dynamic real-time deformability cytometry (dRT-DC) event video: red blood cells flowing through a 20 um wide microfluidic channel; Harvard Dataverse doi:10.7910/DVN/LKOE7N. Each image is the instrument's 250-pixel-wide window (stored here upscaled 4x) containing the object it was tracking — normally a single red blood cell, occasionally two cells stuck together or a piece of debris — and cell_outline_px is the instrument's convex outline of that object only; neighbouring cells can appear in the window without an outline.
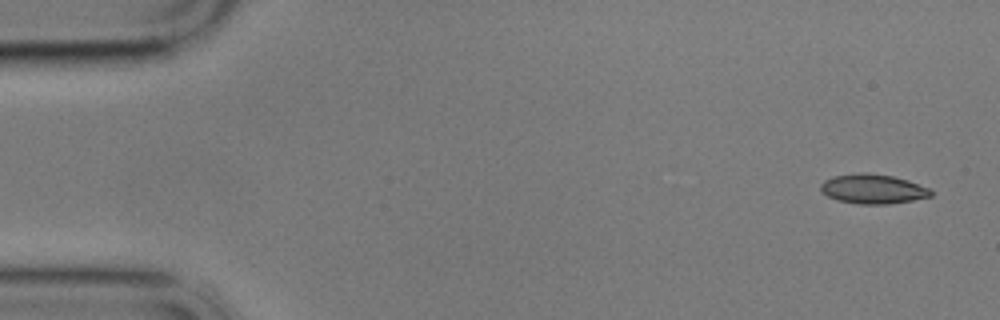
{"species": "common noctule bat (a hibernating species)", "species_latin": "Nyctalus noctula", "temperature_condition": "cold", "stored_images_in_passage": 4, "camera_frame_rate_fps": 3000, "um_per_image_px": 0.085, "animal": {"sex": "male", "body_mass_g": 17.9}, "frame": {"image": 1, "passage_image": 1, "time_ms": 0.0, "image_size_px": [1000, 320], "cell_outline_px": [[932, 196], [912, 200], [888, 204], [856, 204], [836, 200], [828, 196], [820, 188], [820, 184], [824, 180], [832, 176], [860, 172], [864, 172], [892, 176], [908, 180], [928, 188], [932, 192]], "centroid_in_image_um": [74.17, 16.06], "position_along_channel_um": 10.8, "area_um2": 18.96}}
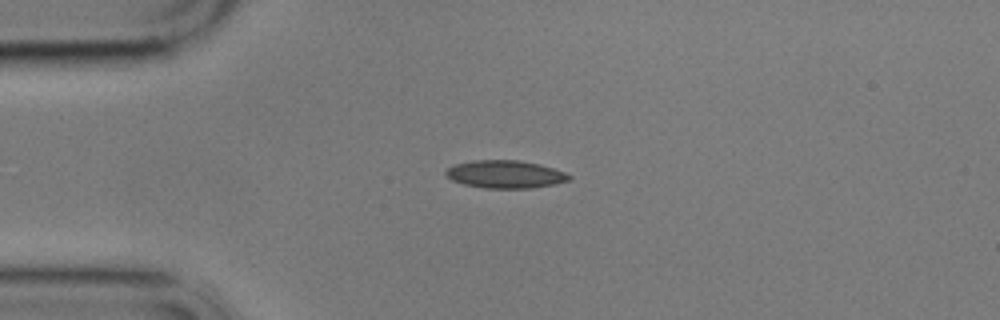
{"frame": {"image": 2, "passage_image": 4, "time_ms": 3.667, "image_size_px": [1000, 320], "cell_outline_px": [[572, 176], [568, 180], [556, 184], [532, 188], [484, 188], [464, 184], [452, 180], [444, 176], [444, 172], [448, 168], [456, 164], [472, 160], [520, 160], [540, 164], [564, 172]], "centroid_in_image_um": [42.93, 14.81], "position_along_channel_um": 42.1, "area_um2": 20.0}}